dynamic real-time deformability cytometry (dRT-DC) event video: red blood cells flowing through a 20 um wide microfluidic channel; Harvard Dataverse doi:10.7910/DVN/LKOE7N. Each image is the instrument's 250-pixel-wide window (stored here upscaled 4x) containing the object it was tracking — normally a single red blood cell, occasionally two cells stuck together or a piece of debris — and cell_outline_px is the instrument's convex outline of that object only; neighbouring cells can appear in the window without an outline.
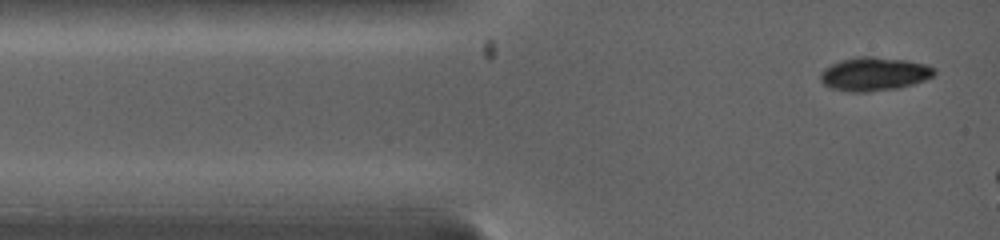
{"species": "common noctule bat (a hibernating species)", "species_latin": "Nyctalus noctula", "temperature_condition": "warm", "stored_images_in_passage": 5, "camera_frame_rate_fps": 5000, "um_per_image_px": 0.085, "animal": {"sex": "female", "body_mass_g": 19.0, "forearm_length_mm": 53.3}, "frame": {"image": 1, "passage_image": 1, "time_ms": 0.0, "image_size_px": [1000, 240], "cell_outline_px": [[936, 76], [900, 88], [868, 92], [848, 92], [828, 88], [820, 80], [820, 72], [824, 68], [832, 64], [844, 60], [864, 56], [868, 56], [904, 60], [928, 64], [936, 68]], "centroid_in_image_um": [74.33, 6.31], "position_along_channel_um": 10.7, "area_um2": 22.43}}
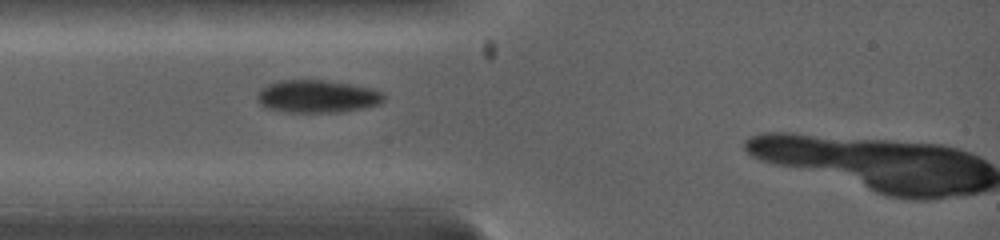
{"frame": {"image": 2, "passage_image": 4, "time_ms": 2.2, "image_size_px": [1000, 240], "cell_outline_px": [[384, 100], [380, 104], [364, 108], [344, 112], [284, 112], [264, 108], [256, 100], [256, 96], [260, 88], [268, 84], [280, 80], [320, 80], [352, 84], [372, 88], [380, 92], [384, 96]], "centroid_in_image_um": [26.93, 8.2], "position_along_channel_um": 58.1, "area_um2": 24.39}}